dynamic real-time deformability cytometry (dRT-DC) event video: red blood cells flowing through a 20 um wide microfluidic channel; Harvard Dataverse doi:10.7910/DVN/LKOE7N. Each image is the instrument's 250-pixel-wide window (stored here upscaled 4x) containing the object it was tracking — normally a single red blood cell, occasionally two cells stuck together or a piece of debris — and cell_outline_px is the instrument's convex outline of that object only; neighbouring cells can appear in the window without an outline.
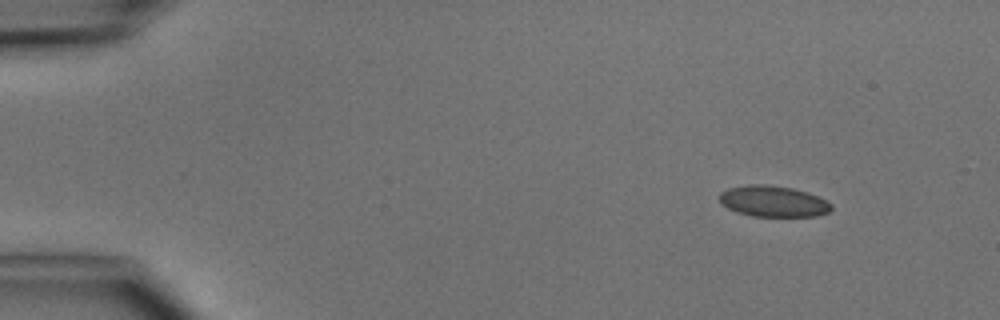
{"species": "common noctule bat (a hibernating species)", "species_latin": "Nyctalus noctula", "temperature_condition": "cold", "stored_images_in_passage": 5, "camera_frame_rate_fps": 3000, "um_per_image_px": 0.085, "animal": {"sex": "male", "body_mass_g": 15.6}, "frame": {"image": 1, "passage_image": 1, "time_ms": 0.0, "image_size_px": [1000, 320], "cell_outline_px": [[832, 208], [828, 212], [816, 216], [752, 216], [736, 212], [728, 208], [720, 200], [720, 192], [728, 188], [748, 184], [764, 184], [792, 188], [808, 192], [832, 204]], "centroid_in_image_um": [65.71, 17.11], "position_along_channel_um": 19.3, "area_um2": 20.11}}
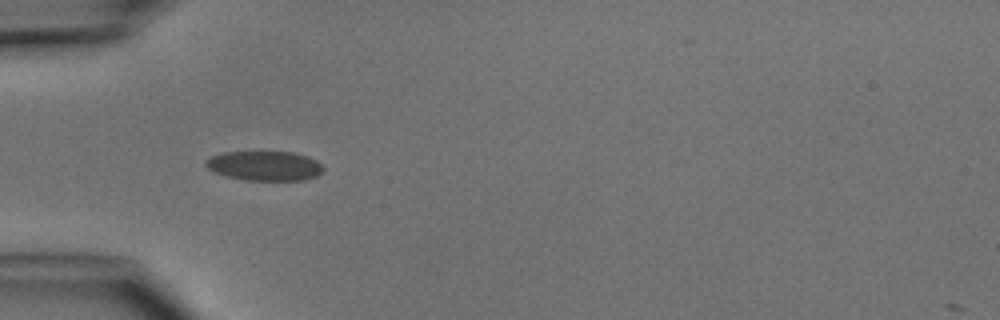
{"frame": {"image": 2, "passage_image": 3, "time_ms": 3.333, "image_size_px": [1000, 320], "cell_outline_px": [[324, 168], [316, 176], [304, 180], [244, 180], [228, 176], [216, 172], [208, 168], [204, 164], [204, 160], [208, 156], [224, 152], [292, 152], [308, 156], [316, 160]], "centroid_in_image_um": [22.46, 14.08], "position_along_channel_um": 62.5, "area_um2": 20.23}}
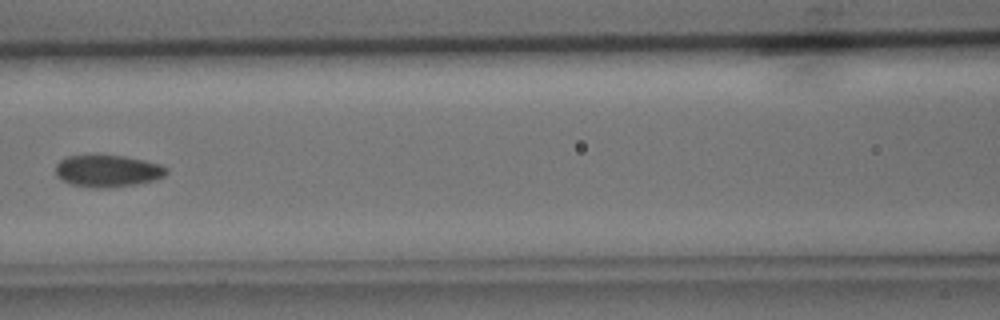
{"frame": {"image": 3, "passage_image": 5, "time_ms": 5.667, "image_size_px": [1000, 320], "cell_outline_px": [[168, 172], [164, 176], [152, 180], [132, 184], [100, 188], [96, 188], [72, 184], [60, 180], [56, 176], [56, 164], [60, 160], [68, 156], [96, 152], [124, 156], [144, 160], [160, 164], [168, 168]], "centroid_in_image_um": [9.09, 14.47], "position_along_channel_um": 157.5, "area_um2": 21.1}}